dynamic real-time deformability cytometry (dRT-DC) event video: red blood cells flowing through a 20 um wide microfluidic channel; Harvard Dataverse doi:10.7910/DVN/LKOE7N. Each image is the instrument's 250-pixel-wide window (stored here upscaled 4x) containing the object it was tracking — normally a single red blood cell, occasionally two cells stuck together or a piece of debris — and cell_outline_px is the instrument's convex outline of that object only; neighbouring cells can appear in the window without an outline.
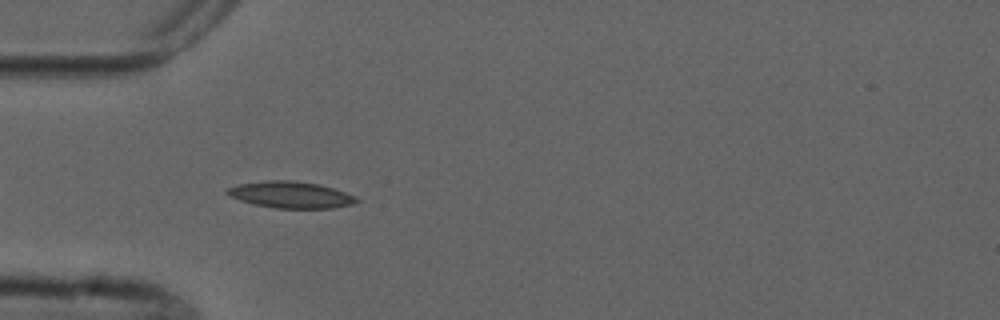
{"species": "common noctule bat (a hibernating species)", "species_latin": "Nyctalus noctula", "temperature_condition": "cold", "stored_images_in_passage": 5, "camera_frame_rate_fps": 3000, "um_per_image_px": 0.085, "animal": {"sex": "male", "forearm_length_mm": 52.5}, "frame": {"image": 1, "passage_image": 4, "time_ms": 3.667, "image_size_px": [1000, 320], "cell_outline_px": [[360, 200], [352, 204], [332, 208], [276, 208], [256, 204], [240, 200], [224, 192], [228, 188], [240, 184], [268, 180], [292, 180], [320, 184], [356, 196]], "centroid_in_image_um": [24.74, 16.55], "position_along_channel_um": 60.3, "area_um2": 19.77}}
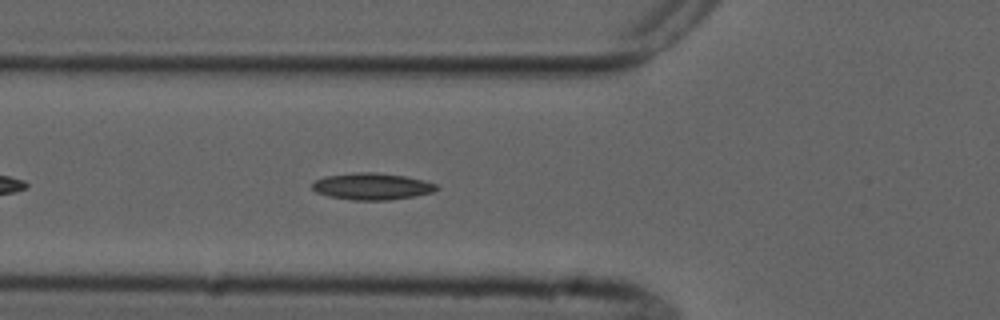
{"frame": {"image": 2, "passage_image": 5, "time_ms": 4.667, "image_size_px": [1000, 320], "cell_outline_px": [[440, 188], [432, 192], [416, 196], [388, 200], [352, 200], [328, 196], [316, 192], [312, 188], [312, 184], [316, 180], [324, 176], [356, 172], [376, 172], [404, 176], [424, 180], [436, 184]], "centroid_in_image_um": [31.62, 15.84], "position_along_channel_um": 94.2, "area_um2": 19.42}}